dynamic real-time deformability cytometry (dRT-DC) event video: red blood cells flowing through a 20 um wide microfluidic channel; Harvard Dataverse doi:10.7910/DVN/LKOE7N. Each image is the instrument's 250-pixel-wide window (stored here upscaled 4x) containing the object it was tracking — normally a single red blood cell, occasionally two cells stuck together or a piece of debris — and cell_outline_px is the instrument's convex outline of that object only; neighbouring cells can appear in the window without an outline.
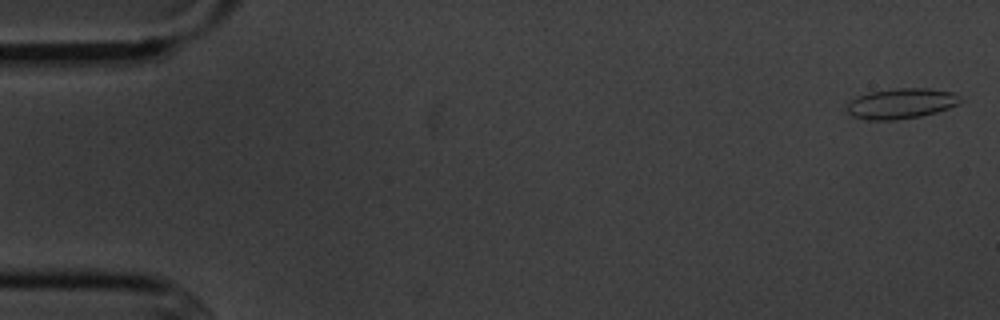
{"species": "common noctule bat (a hibernating species)", "species_latin": "Nyctalus noctula", "temperature_condition": "cold", "stored_images_in_passage": 5, "camera_frame_rate_fps": 3000, "um_per_image_px": 0.085, "animal": {"sex": "male", "body_mass_g": 20.1, "forearm_length_mm": 53.5}, "frame": {"image": 1, "passage_image": 1, "time_ms": 0.0, "image_size_px": [1000, 320], "cell_outline_px": [[960, 104], [936, 112], [920, 116], [896, 120], [868, 120], [852, 116], [844, 108], [848, 100], [856, 96], [868, 92], [892, 88], [928, 88], [952, 92], [960, 100]], "centroid_in_image_um": [76.5, 8.79], "position_along_channel_um": 8.5, "area_um2": 20.29}}